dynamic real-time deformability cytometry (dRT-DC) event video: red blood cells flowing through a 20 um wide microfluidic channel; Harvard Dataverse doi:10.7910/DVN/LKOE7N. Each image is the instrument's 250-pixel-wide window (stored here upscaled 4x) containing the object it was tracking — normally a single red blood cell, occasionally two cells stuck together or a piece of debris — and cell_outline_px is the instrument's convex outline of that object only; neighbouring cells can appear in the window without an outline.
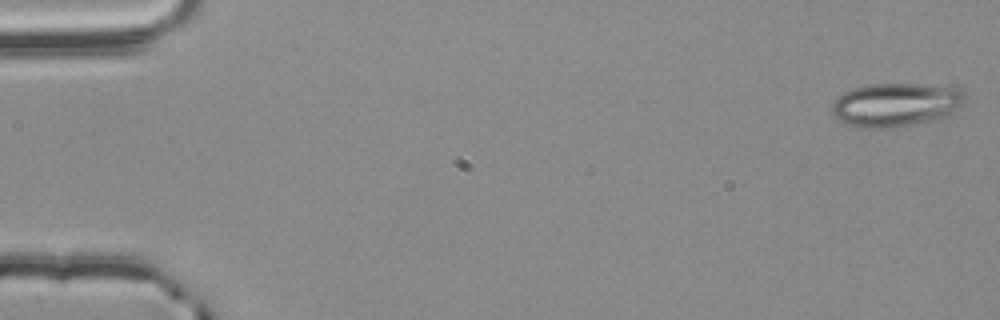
{"species": "common noctule bat (a hibernating species)", "species_latin": "Nyctalus noctula", "temperature_condition": "room temperature", "stored_images_in_passage": 36, "camera_frame_rate_fps": 3000, "um_per_image_px": 0.085, "animal": {"sex": "male", "body_mass_g": 20.4}, "frame": {"image": 1, "passage_image": 1, "time_ms": 0.0, "image_size_px": [1000, 320], "cell_outline_px": [[964, 100], [956, 108], [944, 116], [936, 120], [888, 128], [856, 128], [840, 120], [832, 112], [832, 104], [844, 92], [856, 88], [872, 84], [920, 84], [956, 88], [964, 92]], "centroid_in_image_um": [76.11, 8.91], "position_along_channel_um": 8.9, "area_um2": 33.23}}
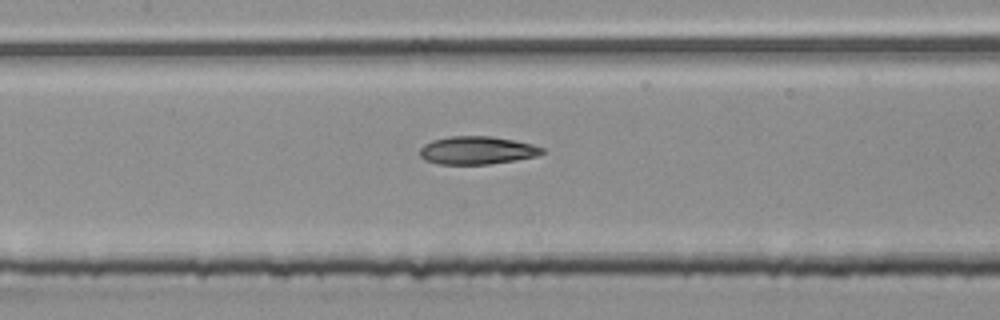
{"frame": {"image": 2, "passage_image": 26, "time_ms": 8.333, "image_size_px": [1000, 320], "cell_outline_px": [[544, 152], [536, 156], [516, 160], [488, 164], [440, 164], [424, 160], [420, 156], [420, 148], [424, 144], [432, 140], [448, 136], [492, 136], [532, 144], [544, 148]], "centroid_in_image_um": [40.52, 12.77], "position_along_channel_um": 166.9, "area_um2": 19.94}}
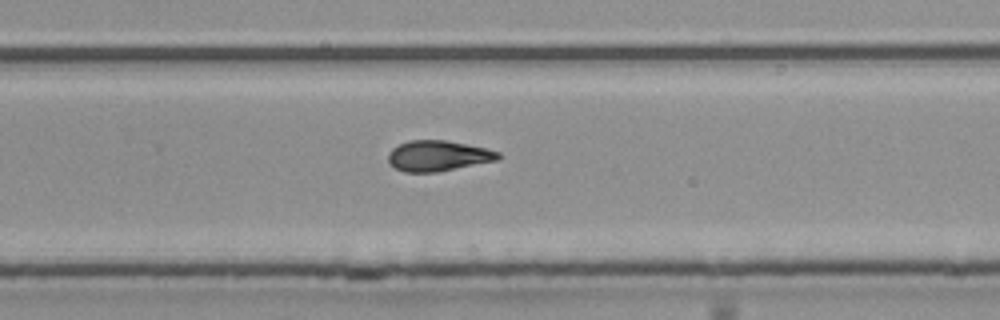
{"frame": {"image": 3, "passage_image": 36, "time_ms": 11.667, "image_size_px": [1000, 320], "cell_outline_px": [[504, 156], [500, 160], [436, 172], [404, 172], [396, 168], [388, 160], [388, 152], [392, 148], [408, 140], [444, 140], [488, 148], [500, 152]], "centroid_in_image_um": [37.29, 13.24], "position_along_channel_um": 292.5, "area_um2": 19.77}}